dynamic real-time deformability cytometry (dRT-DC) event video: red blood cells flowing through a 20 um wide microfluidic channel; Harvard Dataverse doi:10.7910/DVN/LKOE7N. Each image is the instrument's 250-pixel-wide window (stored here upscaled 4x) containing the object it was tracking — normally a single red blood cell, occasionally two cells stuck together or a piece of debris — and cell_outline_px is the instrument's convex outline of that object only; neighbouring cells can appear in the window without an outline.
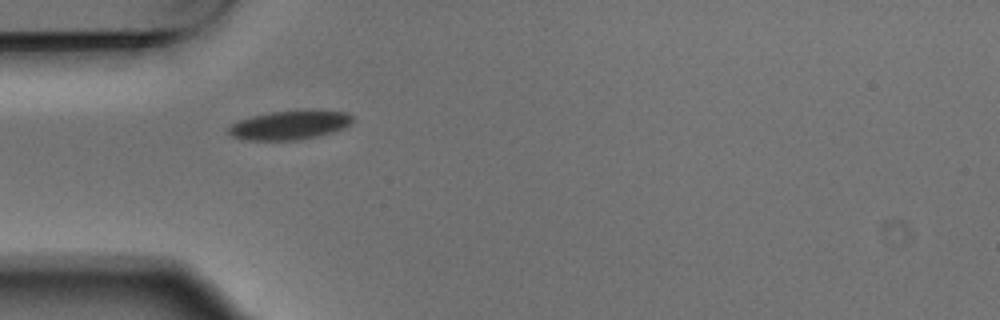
{"species": "Egyptian fruit bat (a non-hibernating species)", "species_latin": "Rousettus aegyptiacus", "temperature_condition": "warm", "stored_images_in_passage": 2, "camera_frame_rate_fps": 3000, "um_per_image_px": 0.085, "animal": {"sex": "male"}, "frame": {"image": 1, "passage_image": 1, "time_ms": 0.0, "image_size_px": [1000, 320], "cell_outline_px": [[352, 124], [344, 128], [320, 136], [300, 140], [240, 140], [232, 136], [228, 132], [228, 128], [236, 120], [252, 116], [272, 112], [304, 108], [348, 112], [352, 116]], "centroid_in_image_um": [24.65, 10.61], "position_along_channel_um": 60.3, "area_um2": 21.68}}
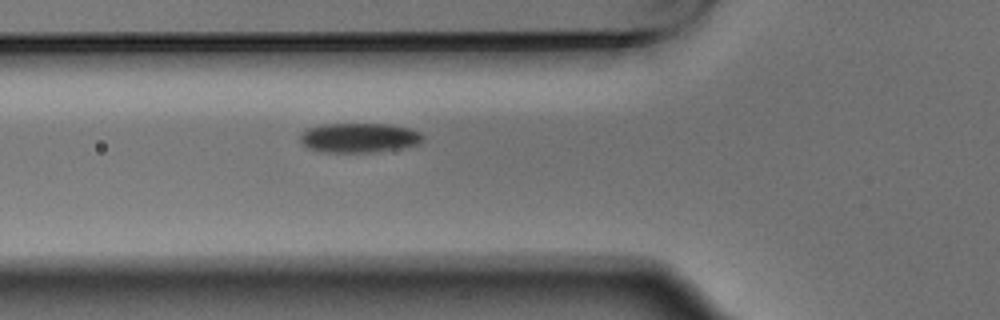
{"frame": {"image": 2, "passage_image": 2, "time_ms": 0.333, "image_size_px": [1000, 320], "cell_outline_px": [[424, 140], [420, 144], [376, 152], [320, 152], [308, 148], [300, 144], [300, 136], [308, 128], [324, 124], [392, 124], [408, 128], [420, 132], [424, 136]], "centroid_in_image_um": [30.53, 11.71], "position_along_channel_um": 95.3, "area_um2": 21.27}}